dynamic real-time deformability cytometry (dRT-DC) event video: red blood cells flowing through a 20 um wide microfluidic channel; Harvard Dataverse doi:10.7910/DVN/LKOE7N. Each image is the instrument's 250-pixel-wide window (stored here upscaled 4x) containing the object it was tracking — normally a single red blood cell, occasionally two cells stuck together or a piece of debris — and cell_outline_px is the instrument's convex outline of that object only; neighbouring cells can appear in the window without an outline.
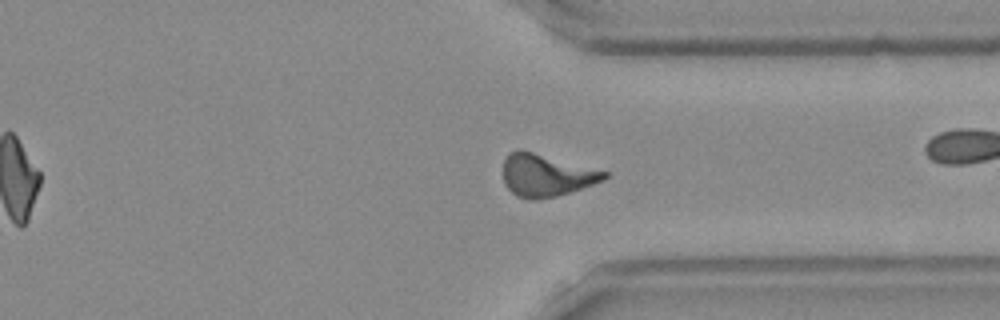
{"species": "Egyptian fruit bat (a non-hibernating species)", "species_latin": "Rousettus aegyptiacus", "temperature_condition": "room temperature", "stored_images_in_passage": 51, "camera_frame_rate_fps": 3000, "um_per_image_px": 0.085, "frame": {"image": 1, "passage_image": 37, "time_ms": 12.0, "image_size_px": [1000, 320], "cell_outline_px": [[608, 176], [604, 180], [556, 196], [536, 200], [528, 200], [516, 196], [504, 184], [504, 160], [516, 148], [520, 148], [608, 172]], "centroid_in_image_um": [46.39, 14.9], "position_along_channel_um": 365.0, "area_um2": 24.8}}
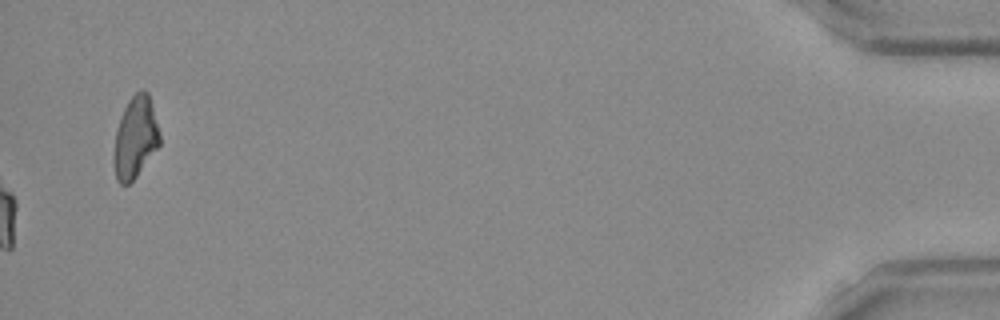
{"frame": {"image": 2, "passage_image": 51, "time_ms": 16.667, "image_size_px": [1000, 320], "cell_outline_px": [[160, 144], [136, 176], [128, 184], [120, 184], [116, 180], [112, 160], [116, 128], [120, 116], [128, 100], [140, 88], [144, 88], [148, 92], [160, 132]], "centroid_in_image_um": [11.48, 11.67], "position_along_channel_um": 423.7, "area_um2": 22.02}, "authors_computed_cell_mechanics": {"area_um2": 23.5246, "velocity_mm_per_s": 3.9415, "shape_relaxation_time_tau1_ms": null, "shape_relaxation_time_tau2_ms": 3.271, "deformation_change_tau1": null, "deformation_change_tau2": 0.124}}